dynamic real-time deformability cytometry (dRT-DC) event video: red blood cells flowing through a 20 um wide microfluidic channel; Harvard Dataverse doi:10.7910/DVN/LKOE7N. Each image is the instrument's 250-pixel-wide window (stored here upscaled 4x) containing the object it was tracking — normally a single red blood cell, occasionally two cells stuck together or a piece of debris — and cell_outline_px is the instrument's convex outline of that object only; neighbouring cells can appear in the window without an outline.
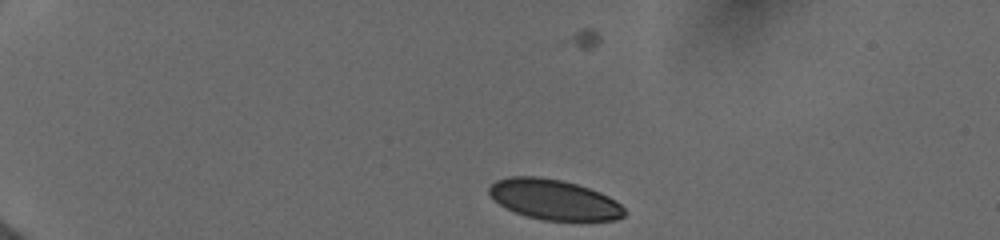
{"species": "human", "species_latin": "Homo sapiens", "temperature_condition": "cold", "stored_images_in_passage": 12, "camera_frame_rate_fps": 3000, "um_per_image_px": 0.085, "donor": {"sex": "female"}, "frame": {"image": 1, "passage_image": 1, "time_ms": 0.0, "image_size_px": [1000, 240], "cell_outline_px": [[624, 216], [616, 220], [544, 220], [528, 216], [516, 212], [500, 204], [488, 192], [488, 188], [496, 180], [508, 176], [536, 176], [560, 180], [576, 184], [600, 192], [616, 200], [624, 208]], "centroid_in_image_um": [47.1, 16.95], "position_along_channel_um": 37.9, "area_um2": 31.39}}
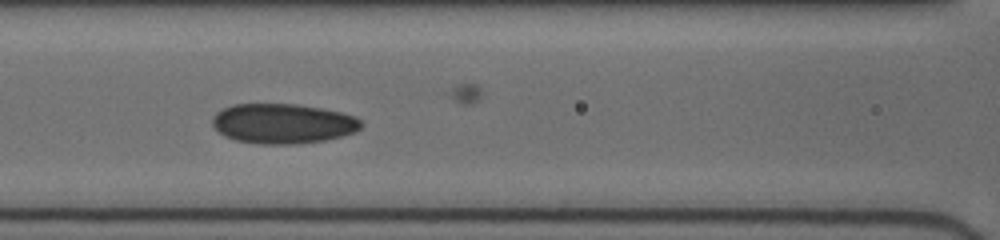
{"frame": {"image": 2, "passage_image": 6, "time_ms": 4.667, "image_size_px": [1000, 240], "cell_outline_px": [[364, 124], [356, 132], [324, 140], [296, 144], [260, 144], [236, 140], [224, 136], [212, 124], [212, 116], [216, 112], [232, 104], [296, 104], [320, 108], [340, 112], [356, 116]], "centroid_in_image_um": [24.04, 10.5], "position_along_channel_um": 142.6, "area_um2": 34.62}}
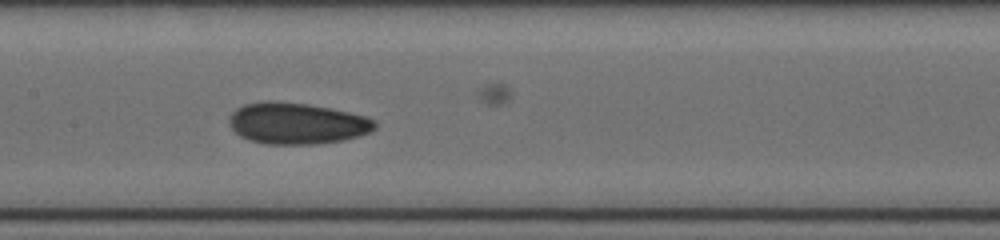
{"frame": {"image": 3, "passage_image": 7, "time_ms": 5.667, "image_size_px": [1000, 240], "cell_outline_px": [[376, 128], [360, 136], [344, 140], [316, 144], [264, 144], [248, 140], [240, 136], [232, 128], [228, 120], [232, 112], [236, 108], [244, 104], [264, 100], [272, 100], [308, 104], [348, 112], [364, 116], [376, 120]], "centroid_in_image_um": [25.21, 10.48], "position_along_channel_um": 182.2, "area_um2": 35.32}}